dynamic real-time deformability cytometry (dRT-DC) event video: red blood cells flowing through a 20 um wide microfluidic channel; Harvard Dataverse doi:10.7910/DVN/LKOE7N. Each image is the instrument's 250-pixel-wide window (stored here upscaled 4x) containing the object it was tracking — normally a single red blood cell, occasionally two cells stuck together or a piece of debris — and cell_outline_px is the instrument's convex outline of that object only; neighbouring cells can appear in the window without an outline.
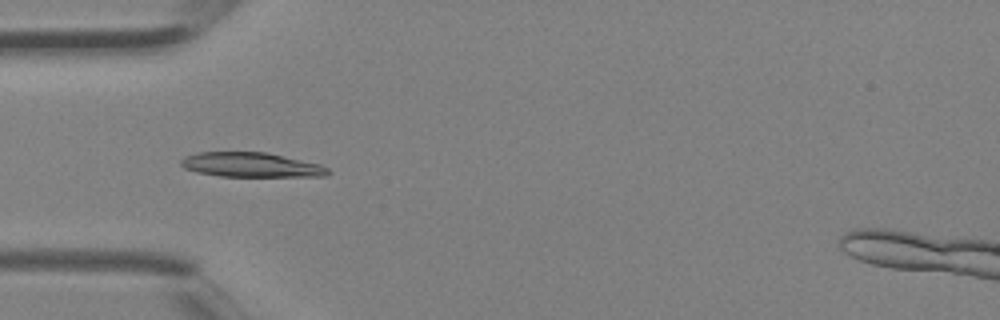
{"species": "Egyptian fruit bat (a non-hibernating species)", "species_latin": "Rousettus aegyptiacus", "temperature_condition": "room temperature", "stored_images_in_passage": 5, "camera_frame_rate_fps": 3000, "um_per_image_px": 0.085, "animal": {"sex": "female"}, "frame": {"image": 1, "passage_image": 4, "time_ms": 1.0, "image_size_px": [1000, 320], "cell_outline_px": [[332, 172], [328, 176], [220, 176], [196, 172], [184, 168], [180, 164], [180, 160], [184, 156], [196, 152], [264, 152], [320, 164], [328, 168]], "centroid_in_image_um": [21.32, 14.01], "position_along_channel_um": 63.7, "area_um2": 21.04}}
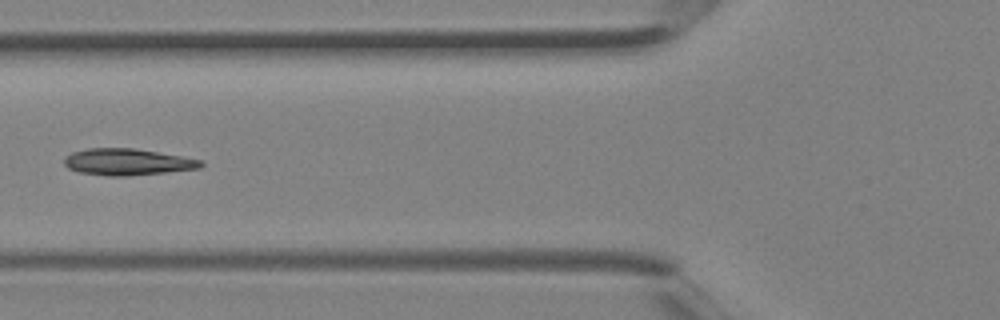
{"frame": {"image": 2, "passage_image": 5, "time_ms": 1.333, "image_size_px": [1000, 320], "cell_outline_px": [[204, 164], [200, 168], [128, 176], [108, 176], [80, 172], [68, 168], [64, 164], [64, 156], [72, 152], [88, 148], [132, 148], [180, 156], [200, 160]], "centroid_in_image_um": [10.77, 13.76], "position_along_channel_um": 115.0, "area_um2": 20.92}}